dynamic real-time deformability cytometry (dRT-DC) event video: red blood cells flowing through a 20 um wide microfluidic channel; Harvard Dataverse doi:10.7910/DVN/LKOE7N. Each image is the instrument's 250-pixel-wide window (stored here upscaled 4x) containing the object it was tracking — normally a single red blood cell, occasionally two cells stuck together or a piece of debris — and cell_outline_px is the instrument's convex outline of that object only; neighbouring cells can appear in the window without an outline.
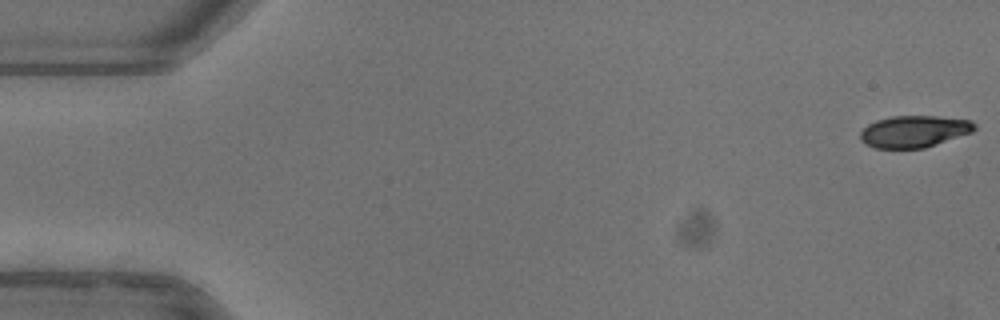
{"species": "common noctule bat (a hibernating species)", "species_latin": "Nyctalus noctula", "temperature_condition": "warm", "stored_images_in_passage": 52, "camera_frame_rate_fps": 3000, "um_per_image_px": 0.085, "animal": {"sex": "female"}, "frame": {"image": 1, "passage_image": 1, "time_ms": 0.0, "image_size_px": [1000, 320], "cell_outline_px": [[976, 128], [972, 132], [924, 148], [876, 148], [864, 144], [860, 140], [860, 132], [868, 124], [876, 120], [892, 116], [936, 116], [972, 120], [976, 124]], "centroid_in_image_um": [77.69, 11.17], "position_along_channel_um": 7.3, "area_um2": 21.21}}
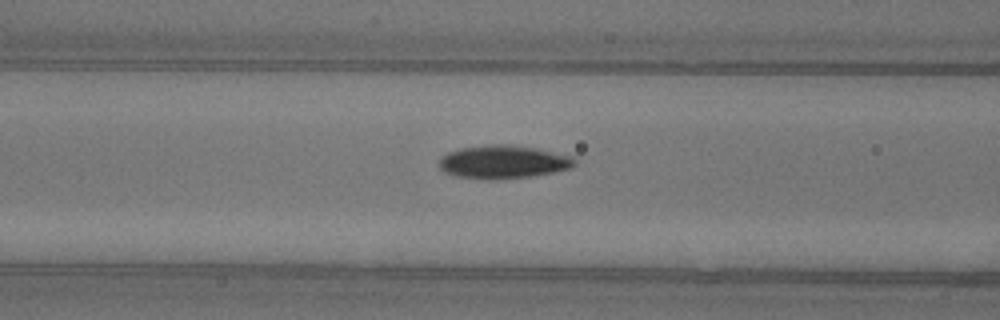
{"frame": {"image": 2, "passage_image": 21, "time_ms": 6.667, "image_size_px": [1000, 320], "cell_outline_px": [[576, 164], [572, 168], [532, 176], [492, 180], [488, 180], [456, 176], [444, 172], [436, 164], [448, 152], [460, 148], [488, 144], [508, 144], [536, 148], [572, 156], [576, 160]], "centroid_in_image_um": [42.76, 13.76], "position_along_channel_um": 123.8, "area_um2": 26.41}}
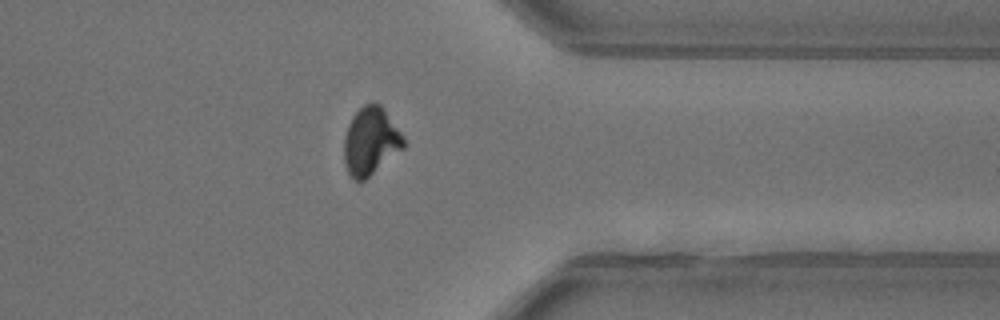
{"frame": {"image": 3, "passage_image": 41, "time_ms": 13.333, "image_size_px": [1000, 320], "cell_outline_px": [[404, 148], [364, 180], [352, 180], [344, 164], [344, 136], [348, 124], [352, 116], [364, 104], [372, 100], [380, 104], [384, 108], [404, 136]], "centroid_in_image_um": [31.49, 11.97], "position_along_channel_um": 379.9, "area_um2": 23.7}, "authors_computed_cell_mechanics": {"area_um2": 23.6113, "velocity_mm_per_s": 3.9886, "shape_relaxation_time_tau1_ms": 3.77, "shape_relaxation_time_tau2_ms": 4.2492, "deformation_change_tau1": 0.1674, "deformation_change_tau2": 0.0756}}